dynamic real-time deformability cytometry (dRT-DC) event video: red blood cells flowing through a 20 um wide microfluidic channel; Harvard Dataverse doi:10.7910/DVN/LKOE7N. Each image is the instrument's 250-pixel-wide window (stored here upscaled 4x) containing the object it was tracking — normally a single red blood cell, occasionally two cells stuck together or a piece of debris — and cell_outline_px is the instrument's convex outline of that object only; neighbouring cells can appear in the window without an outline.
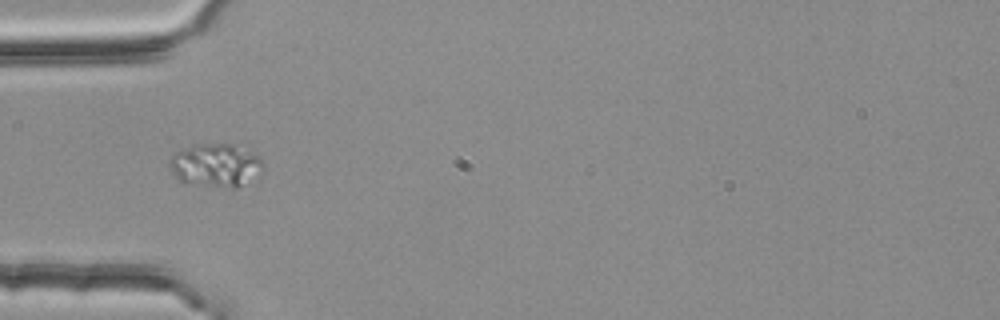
{"species": "common noctule bat (a hibernating species)", "species_latin": "Nyctalus noctula", "temperature_condition": "room temperature", "stored_images_in_passage": 2, "camera_frame_rate_fps": 3000, "um_per_image_px": 0.085, "animal": {"sex": "female", "body_mass_g": 25.1}, "frame": {"image": 1, "passage_image": 1, "time_ms": 0.0, "image_size_px": [1000, 320], "cell_outline_px": [[264, 168], [236, 188], [232, 188], [184, 184], [176, 176], [168, 164], [168, 160], [172, 156], [184, 148], [192, 144], [236, 144], [256, 156], [264, 164]], "centroid_in_image_um": [18.27, 14.05], "position_along_channel_um": 66.7, "area_um2": 23.29}}
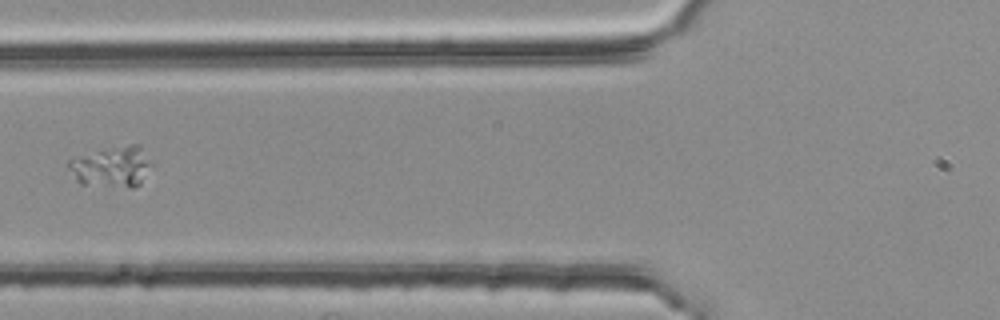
{"frame": {"image": 2, "passage_image": 2, "time_ms": 0.333, "image_size_px": [1000, 320], "cell_outline_px": [[148, 164], [140, 184], [132, 188], [80, 184], [76, 180], [68, 168], [68, 160], [128, 144], [140, 144]], "centroid_in_image_um": [9.44, 14.21], "position_along_channel_um": 116.4, "area_um2": 18.73}}